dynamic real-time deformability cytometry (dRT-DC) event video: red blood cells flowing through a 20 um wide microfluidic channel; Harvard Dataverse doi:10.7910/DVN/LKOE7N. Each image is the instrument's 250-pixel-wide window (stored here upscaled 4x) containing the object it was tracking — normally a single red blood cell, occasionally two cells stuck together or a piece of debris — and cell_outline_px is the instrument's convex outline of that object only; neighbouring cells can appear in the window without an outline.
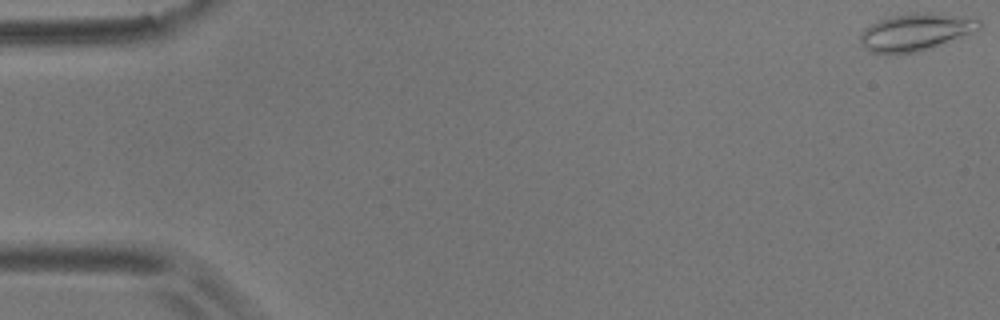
{"species": "common noctule bat (a hibernating species)", "species_latin": "Nyctalus noctula", "temperature_condition": "room temperature", "stored_images_in_passage": 57, "camera_frame_rate_fps": 3000, "um_per_image_px": 0.085, "animal": {"sex": "male", "body_mass_g": 17.9}, "frame": {"image": 1, "passage_image": 1, "time_ms": 0.0, "image_size_px": [1000, 320], "cell_outline_px": [[984, 24], [980, 28], [920, 52], [888, 56], [868, 52], [860, 44], [860, 32], [864, 28], [880, 20], [892, 16], [908, 12], [932, 12], [960, 16], [980, 20]], "centroid_in_image_um": [77.73, 2.75], "position_along_channel_um": 7.3, "area_um2": 26.18}}
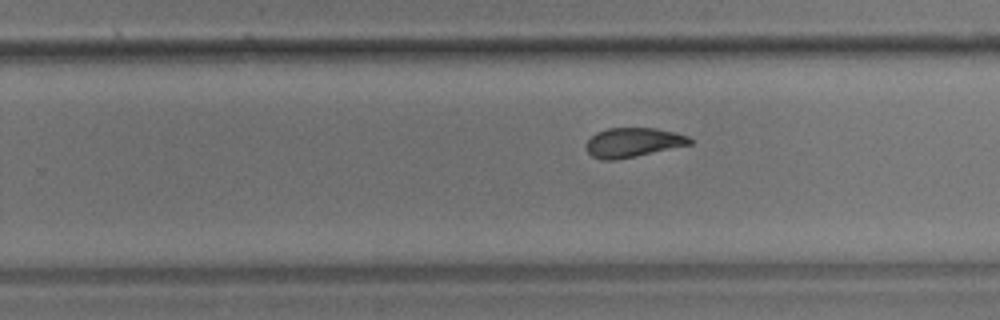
{"frame": {"image": 2, "passage_image": 36, "time_ms": 11.667, "image_size_px": [1000, 320], "cell_outline_px": [[692, 144], [636, 156], [616, 160], [600, 160], [592, 156], [588, 152], [584, 144], [596, 132], [608, 128], [652, 128], [676, 132], [688, 136], [692, 140]], "centroid_in_image_um": [53.78, 12.11], "position_along_channel_um": 276.0, "area_um2": 17.8}}
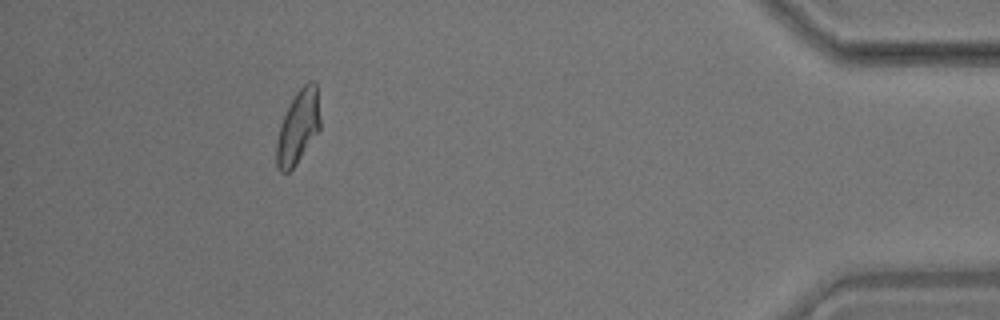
{"frame": {"image": 3, "passage_image": 52, "time_ms": 17.0, "image_size_px": [1000, 320], "cell_outline_px": [[320, 128], [296, 164], [288, 172], [280, 172], [276, 168], [276, 140], [280, 124], [296, 92], [308, 80], [312, 80], [316, 84], [320, 120]], "centroid_in_image_um": [25.32, 10.81], "position_along_channel_um": 409.9, "area_um2": 18.5}, "authors_computed_cell_mechanics": {"area_um2": 18.9584, "velocity_mm_per_s": 3.5453, "shape_relaxation_time_tau1_ms": 5.2722, "shape_relaxation_time_tau2_ms": 2.2959, "deformation_change_tau1": 0.1697, "deformation_change_tau2": 0.0759}}